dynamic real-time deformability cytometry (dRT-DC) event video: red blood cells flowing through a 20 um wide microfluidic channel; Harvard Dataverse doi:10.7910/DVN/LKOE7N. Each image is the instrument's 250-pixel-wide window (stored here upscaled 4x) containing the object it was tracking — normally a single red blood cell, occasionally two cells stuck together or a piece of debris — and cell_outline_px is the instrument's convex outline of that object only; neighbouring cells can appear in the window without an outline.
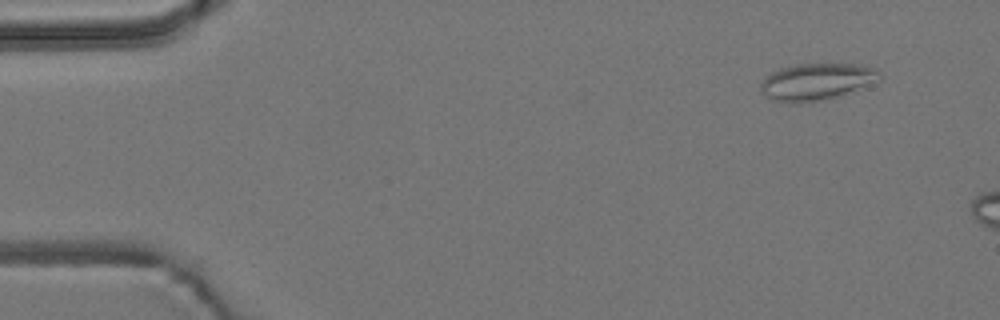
{"species": "common noctule bat (a hibernating species)", "species_latin": "Nyctalus noctula", "temperature_condition": "room temperature", "stored_images_in_passage": 4, "camera_frame_rate_fps": 3000, "um_per_image_px": 0.085, "animal": {"sex": "male", "body_mass_g": 19.2, "forearm_length_mm": 51.8}, "frame": {"image": 1, "passage_image": 1, "time_ms": 0.0, "image_size_px": [1000, 320], "cell_outline_px": [[880, 80], [840, 96], [820, 100], [796, 104], [792, 104], [776, 100], [760, 92], [760, 84], [772, 72], [780, 68], [796, 64], [860, 64], [876, 68], [880, 72]], "centroid_in_image_um": [69.43, 6.94], "position_along_channel_um": 15.6, "area_um2": 25.49}}